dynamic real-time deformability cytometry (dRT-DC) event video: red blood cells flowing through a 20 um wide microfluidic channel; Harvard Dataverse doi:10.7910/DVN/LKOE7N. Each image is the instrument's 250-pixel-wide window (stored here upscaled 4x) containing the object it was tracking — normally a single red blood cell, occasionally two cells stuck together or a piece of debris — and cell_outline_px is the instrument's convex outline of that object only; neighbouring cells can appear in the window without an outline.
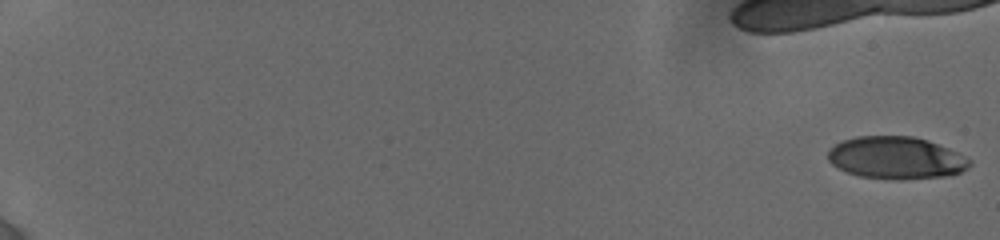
{"species": "human", "species_latin": "Homo sapiens", "temperature_condition": "cold", "stored_images_in_passage": 67, "camera_frame_rate_fps": 3000, "um_per_image_px": 0.085, "donor": {"sex": "female"}, "frame": {"image": 1, "passage_image": 1, "time_ms": 0.0, "image_size_px": [1000, 240], "cell_outline_px": [[972, 164], [968, 168], [960, 172], [948, 176], [900, 180], [860, 176], [848, 172], [832, 164], [828, 160], [828, 148], [844, 140], [856, 136], [912, 136], [928, 140], [948, 148], [972, 160]], "centroid_in_image_um": [76.19, 13.42], "position_along_channel_um": 8.8, "area_um2": 34.97}}
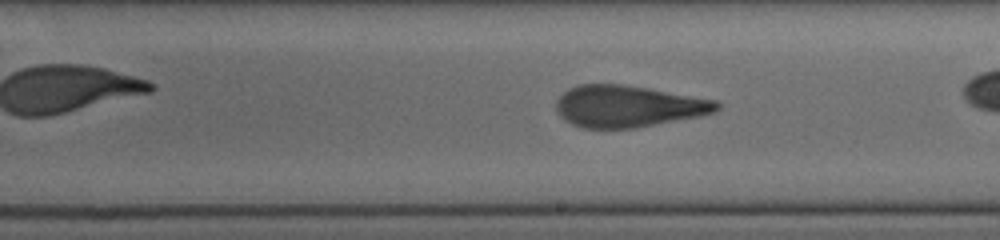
{"frame": {"image": 2, "passage_image": 49, "time_ms": 11.667, "image_size_px": [1000, 240], "cell_outline_px": [[720, 108], [716, 112], [700, 116], [636, 128], [580, 128], [564, 120], [556, 112], [556, 100], [568, 88], [580, 84], [620, 84], [648, 88], [716, 100], [720, 104]], "centroid_in_image_um": [53.37, 9.04], "position_along_channel_um": 235.6, "area_um2": 39.19}}
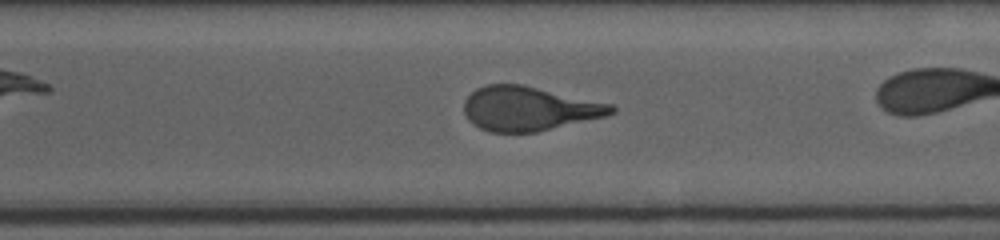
{"frame": {"image": 3, "passage_image": 59, "time_ms": 14.0, "image_size_px": [1000, 240], "cell_outline_px": [[616, 112], [608, 116], [536, 132], [492, 132], [480, 128], [472, 124], [468, 120], [464, 112], [464, 100], [476, 88], [484, 84], [524, 84], [612, 104], [616, 108]], "centroid_in_image_um": [44.96, 9.22], "position_along_channel_um": 325.6, "area_um2": 38.26}}